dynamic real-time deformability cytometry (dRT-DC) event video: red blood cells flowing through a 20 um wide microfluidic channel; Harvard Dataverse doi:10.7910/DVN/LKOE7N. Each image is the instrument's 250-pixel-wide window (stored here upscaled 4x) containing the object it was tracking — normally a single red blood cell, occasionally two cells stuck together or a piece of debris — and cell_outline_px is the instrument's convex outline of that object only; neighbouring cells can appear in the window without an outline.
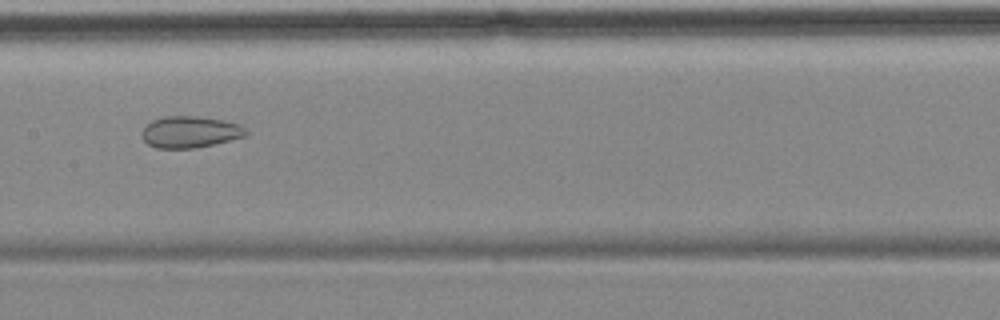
{"species": "common noctule bat (a hibernating species)", "species_latin": "Nyctalus noctula", "temperature_condition": "cold", "stored_images_in_passage": 6, "camera_frame_rate_fps": 3000, "um_per_image_px": 0.085, "animal": {"sex": "female", "body_mass_g": 18.4}, "frame": {"image": 1, "passage_image": 5, "time_ms": 4.667, "image_size_px": [1000, 320], "cell_outline_px": [[248, 132], [244, 136], [196, 148], [156, 148], [148, 144], [144, 140], [140, 132], [152, 120], [164, 116], [196, 116], [220, 120], [240, 124]], "centroid_in_image_um": [16.11, 11.21], "position_along_channel_um": 191.3, "area_um2": 18.9}}
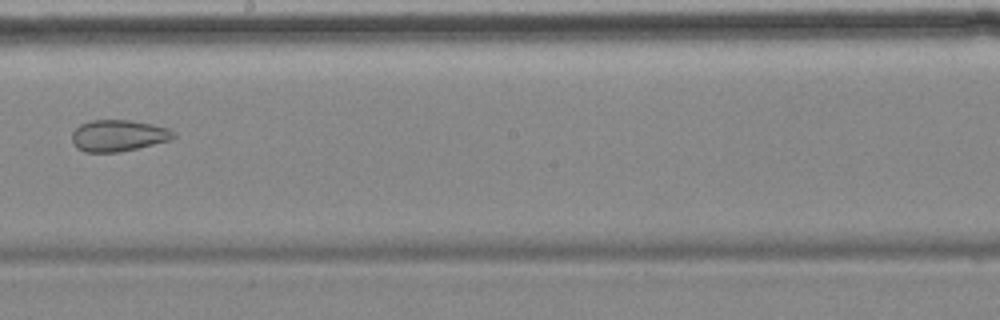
{"frame": {"image": 2, "passage_image": 6, "time_ms": 6.0, "image_size_px": [1000, 320], "cell_outline_px": [[176, 136], [168, 140], [136, 148], [116, 152], [84, 152], [76, 148], [72, 140], [72, 132], [80, 124], [92, 120], [128, 120], [152, 124], [168, 128]], "centroid_in_image_um": [10.0, 11.52], "position_along_channel_um": 238.2, "area_um2": 18.38}}